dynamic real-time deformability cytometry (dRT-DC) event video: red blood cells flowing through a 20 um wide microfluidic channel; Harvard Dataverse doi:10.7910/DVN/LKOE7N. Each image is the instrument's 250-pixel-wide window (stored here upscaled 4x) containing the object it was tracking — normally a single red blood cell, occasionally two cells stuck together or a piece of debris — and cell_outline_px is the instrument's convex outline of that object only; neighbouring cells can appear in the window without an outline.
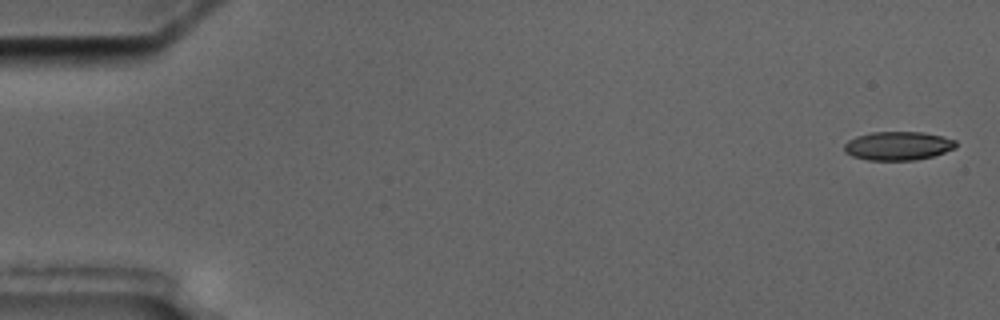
{"species": "common noctule bat (a hibernating species)", "species_latin": "Nyctalus noctula", "temperature_condition": "cold", "stored_images_in_passage": 5, "camera_frame_rate_fps": 3000, "um_per_image_px": 0.085, "animal": {"sex": "male", "body_mass_g": 17.5, "forearm_length_mm": 52.3}, "frame": {"image": 1, "passage_image": 1, "time_ms": 0.0, "image_size_px": [1000, 320], "cell_outline_px": [[956, 148], [932, 156], [916, 160], [868, 160], [852, 156], [844, 152], [844, 144], [848, 140], [856, 136], [872, 132], [920, 132], [944, 136], [956, 140]], "centroid_in_image_um": [76.32, 12.39], "position_along_channel_um": 8.7, "area_um2": 18.73}}
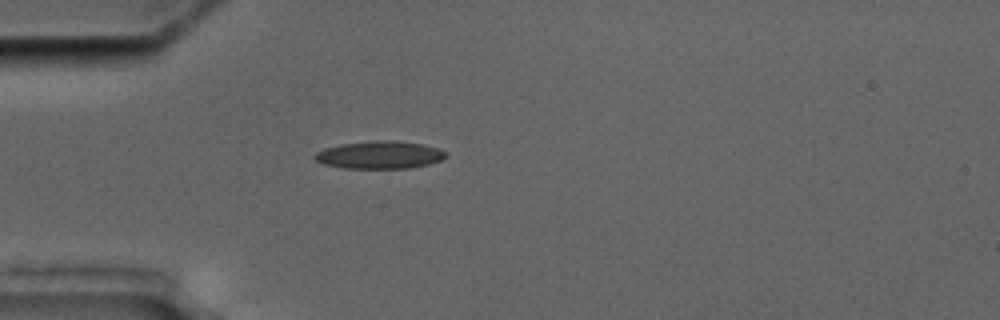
{"frame": {"image": 2, "passage_image": 5, "time_ms": 5.0, "image_size_px": [1000, 320], "cell_outline_px": [[448, 156], [440, 160], [428, 164], [408, 168], [344, 168], [324, 164], [316, 160], [312, 156], [316, 152], [324, 148], [340, 144], [376, 140], [392, 140], [424, 144], [448, 152]], "centroid_in_image_um": [32.26, 13.16], "position_along_channel_um": 52.7, "area_um2": 21.15}}